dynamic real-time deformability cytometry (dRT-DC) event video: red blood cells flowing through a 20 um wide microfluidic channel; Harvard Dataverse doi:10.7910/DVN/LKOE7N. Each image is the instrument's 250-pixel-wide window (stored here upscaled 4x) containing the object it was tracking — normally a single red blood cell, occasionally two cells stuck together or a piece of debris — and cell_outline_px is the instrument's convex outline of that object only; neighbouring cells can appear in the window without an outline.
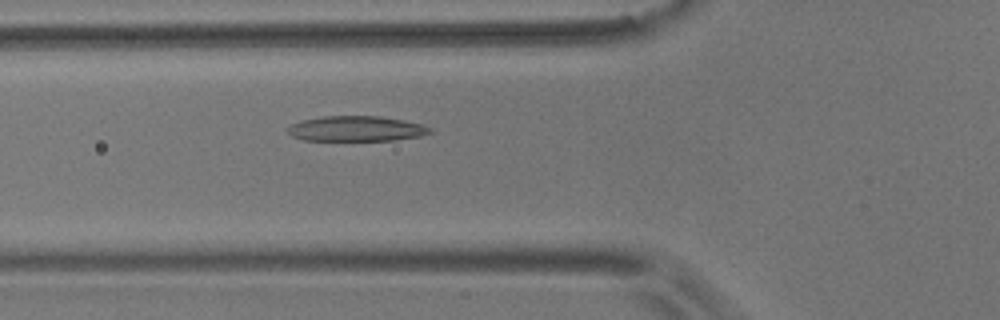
{"species": "common noctule bat (a hibernating species)", "species_latin": "Nyctalus noctula", "temperature_condition": "room temperature", "stored_images_in_passage": 28, "camera_frame_rate_fps": 3000, "um_per_image_px": 0.085, "animal": {"sex": "male", "body_mass_g": 17.9}, "frame": {"image": 1, "passage_image": 20, "time_ms": 6.333, "image_size_px": [1000, 320], "cell_outline_px": [[432, 132], [420, 136], [396, 140], [304, 140], [292, 136], [288, 132], [288, 128], [292, 124], [304, 120], [324, 116], [380, 116], [404, 120], [420, 124], [432, 128]], "centroid_in_image_um": [30.32, 10.94], "position_along_channel_um": 95.5, "area_um2": 20.75}}
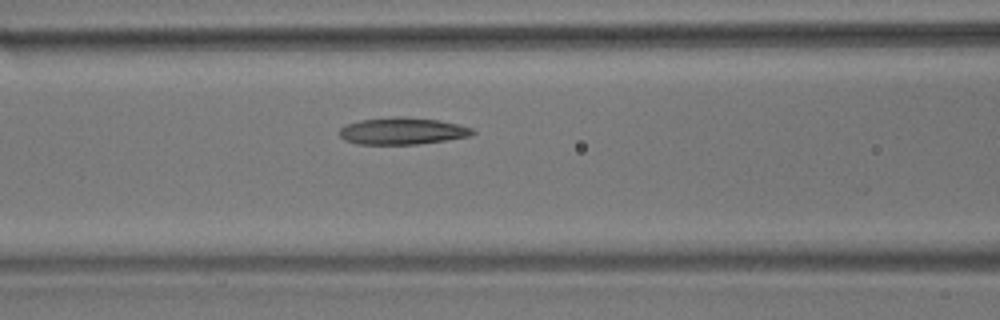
{"frame": {"image": 2, "passage_image": 23, "time_ms": 7.333, "image_size_px": [1000, 320], "cell_outline_px": [[476, 132], [472, 136], [448, 140], [416, 144], [356, 144], [344, 140], [340, 136], [340, 128], [344, 124], [360, 120], [392, 116], [396, 116], [440, 120], [460, 124], [472, 128]], "centroid_in_image_um": [34.21, 11.13], "position_along_channel_um": 132.4, "area_um2": 21.15}}
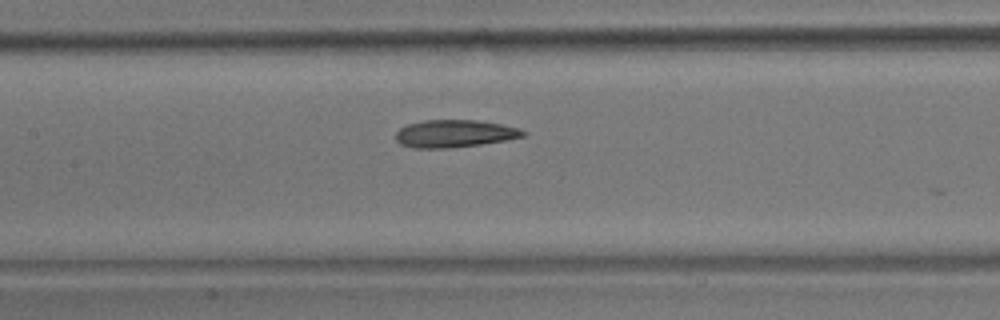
{"frame": {"image": 3, "passage_image": 26, "time_ms": 8.333, "image_size_px": [1000, 320], "cell_outline_px": [[524, 136], [508, 140], [452, 148], [412, 148], [400, 144], [396, 140], [396, 132], [400, 128], [408, 124], [424, 120], [476, 120], [500, 124], [520, 128], [524, 132]], "centroid_in_image_um": [38.61, 11.36], "position_along_channel_um": 168.8, "area_um2": 20.4}}